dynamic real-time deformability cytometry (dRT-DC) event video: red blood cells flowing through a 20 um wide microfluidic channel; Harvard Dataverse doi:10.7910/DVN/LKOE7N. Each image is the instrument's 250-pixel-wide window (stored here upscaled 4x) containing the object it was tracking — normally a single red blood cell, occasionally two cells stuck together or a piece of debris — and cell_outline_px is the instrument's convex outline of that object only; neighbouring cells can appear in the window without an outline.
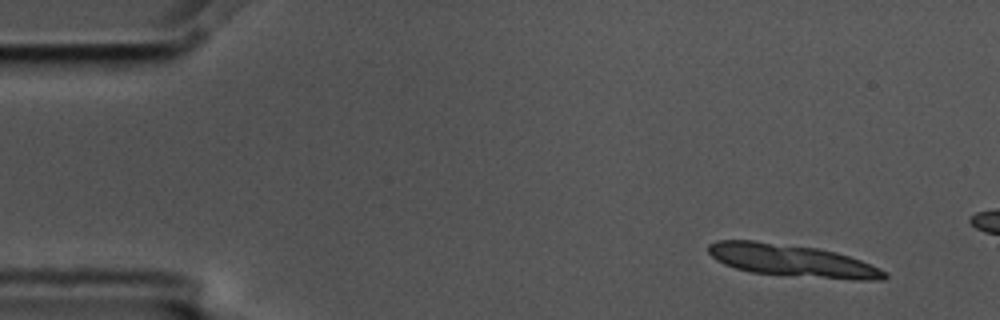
{"species": "common noctule bat (a hibernating species)", "species_latin": "Nyctalus noctula", "temperature_condition": "cold", "stored_images_in_passage": 4, "camera_frame_rate_fps": 3000, "um_per_image_px": 0.085, "animal": {"sex": "male", "body_mass_g": 17.5, "forearm_length_mm": 52.3}, "frame": {"image": 1, "passage_image": 1, "time_ms": 0.0, "image_size_px": [1000, 320], "cell_outline_px": [[888, 276], [884, 280], [852, 280], [752, 272], [736, 268], [724, 264], [716, 260], [708, 252], [708, 244], [716, 240], [752, 240], [816, 248], [836, 252], [860, 260], [880, 268], [888, 272]], "centroid_in_image_um": [67.34, 22.15], "position_along_channel_um": 17.7, "area_um2": 32.89}}